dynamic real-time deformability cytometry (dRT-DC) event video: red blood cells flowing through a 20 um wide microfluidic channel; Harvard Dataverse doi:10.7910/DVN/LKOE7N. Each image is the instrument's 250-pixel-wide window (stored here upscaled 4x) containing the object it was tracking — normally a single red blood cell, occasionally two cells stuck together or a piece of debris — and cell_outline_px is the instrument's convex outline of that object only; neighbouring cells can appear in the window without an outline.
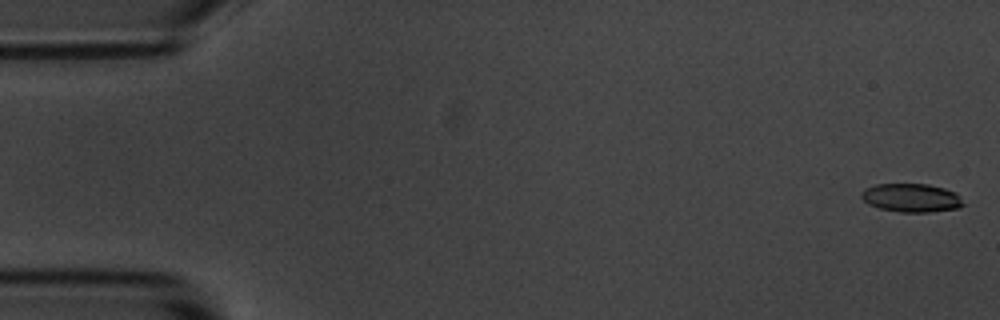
{"species": "common noctule bat (a hibernating species)", "species_latin": "Nyctalus noctula", "temperature_condition": "room temperature", "stored_images_in_passage": 55, "camera_frame_rate_fps": 3000, "um_per_image_px": 0.085, "animal": {"sex": "male", "body_mass_g": 20.1, "forearm_length_mm": 53.5}, "frame": {"image": 1, "passage_image": 1, "time_ms": 0.0, "image_size_px": [1000, 320], "cell_outline_px": [[964, 204], [960, 208], [928, 212], [900, 212], [880, 208], [868, 204], [860, 196], [860, 192], [864, 188], [876, 184], [928, 184], [944, 188], [956, 192], [960, 196]], "centroid_in_image_um": [77.46, 16.81], "position_along_channel_um": 7.5, "area_um2": 17.05}}
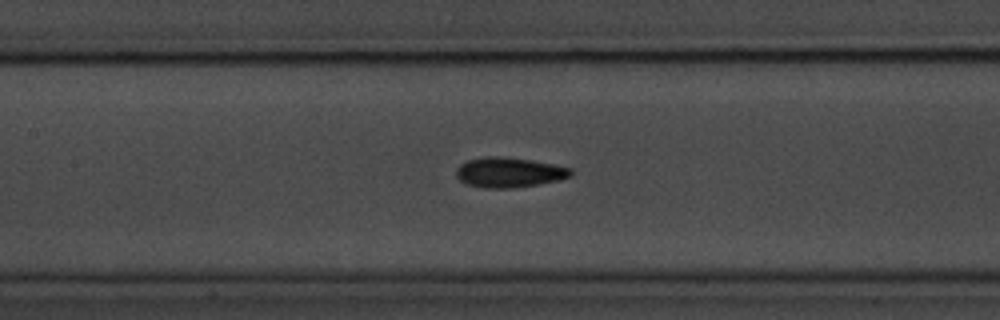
{"frame": {"image": 2, "passage_image": 25, "time_ms": 8.0, "image_size_px": [1000, 320], "cell_outline_px": [[572, 176], [560, 180], [512, 188], [484, 188], [468, 184], [460, 180], [456, 176], [456, 168], [460, 164], [468, 160], [488, 156], [500, 156], [532, 160], [572, 168]], "centroid_in_image_um": [43.27, 14.65], "position_along_channel_um": 164.1, "area_um2": 20.0}}
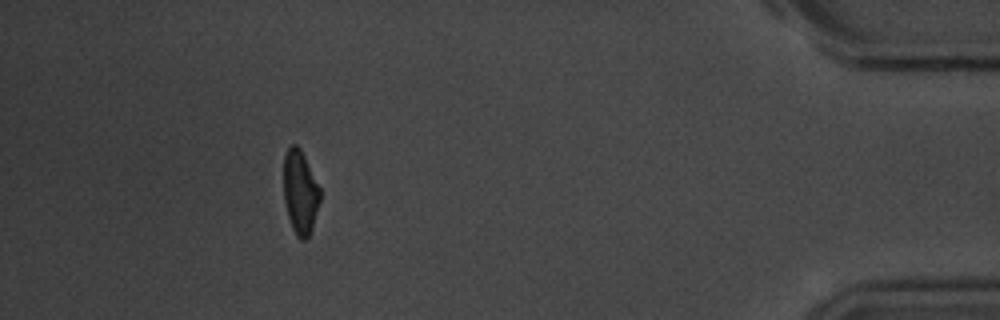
{"frame": {"image": 3, "passage_image": 50, "time_ms": 16.333, "image_size_px": [1000, 320], "cell_outline_px": [[320, 200], [312, 228], [308, 236], [304, 240], [300, 240], [296, 236], [292, 228], [288, 216], [284, 200], [284, 156], [288, 148], [292, 144], [296, 144], [300, 148], [320, 188]], "centroid_in_image_um": [25.51, 16.34], "position_along_channel_um": 409.7, "area_um2": 17.63}, "authors_computed_cell_mechanics": {"area_um2": 18.785, "velocity_mm_per_s": 3.6333, "shape_relaxation_time_tau1_ms": 3.3967, "shape_relaxation_time_tau2_ms": 2.5678, "deformation_change_tau1": 0.1156, "deformation_change_tau2": 0.0965}}